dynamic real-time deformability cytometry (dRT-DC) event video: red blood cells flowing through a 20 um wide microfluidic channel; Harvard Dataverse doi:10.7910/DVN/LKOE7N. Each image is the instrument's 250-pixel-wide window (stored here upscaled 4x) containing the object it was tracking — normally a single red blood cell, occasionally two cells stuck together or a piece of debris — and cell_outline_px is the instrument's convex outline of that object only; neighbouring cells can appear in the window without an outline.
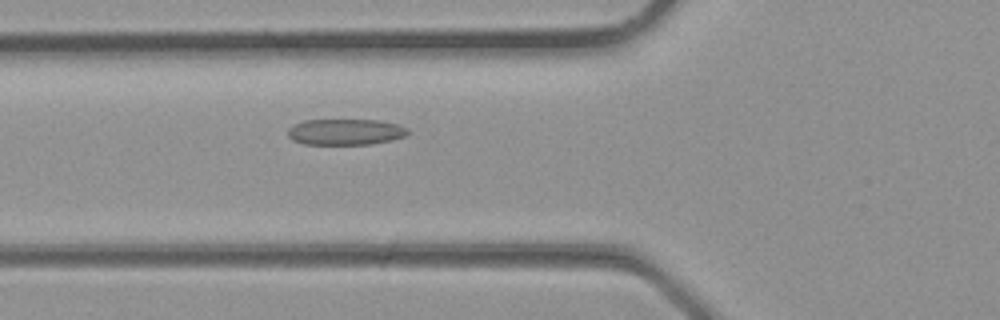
{"species": "common noctule bat (a hibernating species)", "species_latin": "Nyctalus noctula", "temperature_condition": "room temperature", "stored_images_in_passage": 25, "camera_frame_rate_fps": 3000, "um_per_image_px": 0.085, "animal": {"sex": "male", "body_mass_g": 23.1, "forearm_length_mm": 52.7}, "frame": {"image": 1, "passage_image": 3, "time_ms": 0.667, "image_size_px": [1000, 320], "cell_outline_px": [[408, 132], [404, 136], [392, 140], [372, 144], [304, 144], [292, 140], [288, 136], [288, 128], [292, 124], [304, 120], [380, 120], [396, 124], [408, 128]], "centroid_in_image_um": [29.33, 11.21], "position_along_channel_um": 96.5, "area_um2": 18.26}}
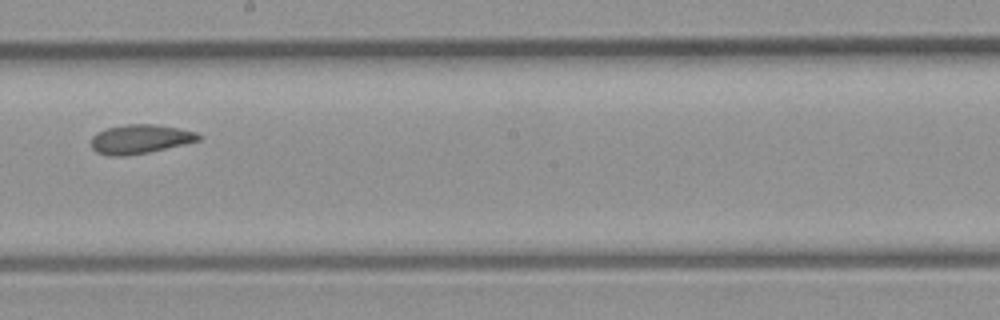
{"frame": {"image": 2, "passage_image": 10, "time_ms": 3.0, "image_size_px": [1000, 320], "cell_outline_px": [[200, 140], [148, 152], [124, 156], [108, 156], [96, 152], [92, 148], [92, 136], [96, 132], [108, 128], [128, 124], [156, 124], [180, 128], [196, 132], [200, 136]], "centroid_in_image_um": [11.88, 11.82], "position_along_channel_um": 236.3, "area_um2": 18.09}}
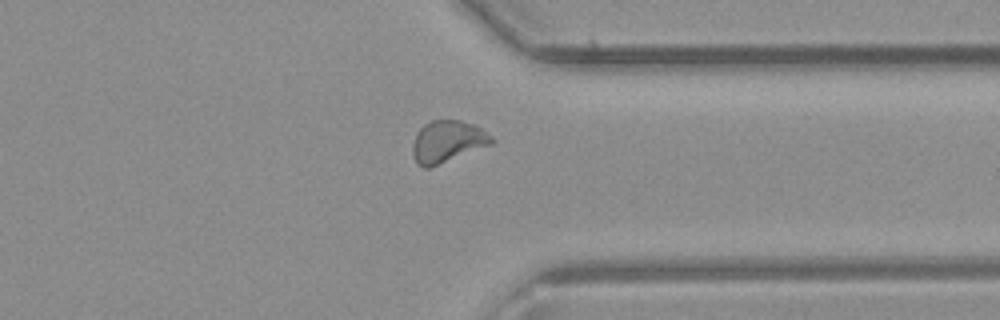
{"frame": {"image": 3, "passage_image": 17, "time_ms": 5.333, "image_size_px": [1000, 320], "cell_outline_px": [[496, 140], [492, 144], [428, 168], [424, 168], [416, 164], [412, 152], [412, 144], [416, 132], [424, 124], [432, 120], [460, 120], [472, 124], [480, 128], [492, 136]], "centroid_in_image_um": [38.01, 12.03], "position_along_channel_um": 373.4, "area_um2": 19.25}}